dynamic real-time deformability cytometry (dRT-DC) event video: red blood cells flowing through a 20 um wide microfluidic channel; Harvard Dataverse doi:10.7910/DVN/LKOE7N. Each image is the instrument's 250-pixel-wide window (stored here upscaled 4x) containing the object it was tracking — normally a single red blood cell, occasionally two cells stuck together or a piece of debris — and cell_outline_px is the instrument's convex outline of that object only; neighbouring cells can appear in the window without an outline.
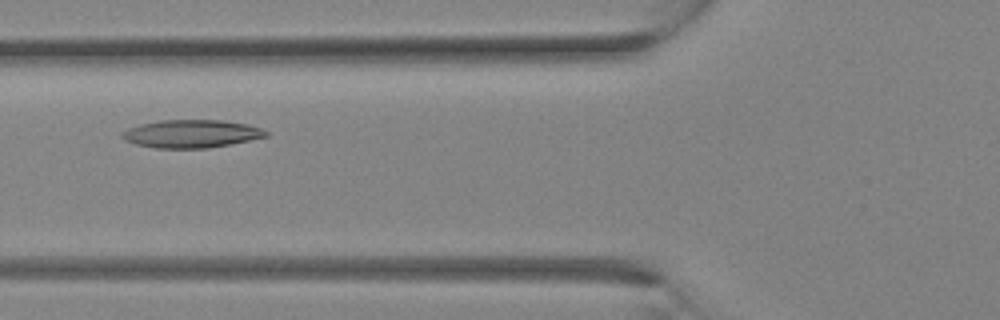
{"species": "Egyptian fruit bat (a non-hibernating species)", "species_latin": "Rousettus aegyptiacus", "temperature_condition": "room temperature", "stored_images_in_passage": 24, "camera_frame_rate_fps": 3000, "um_per_image_px": 0.085, "animal": {"sex": "female"}, "frame": {"image": 1, "passage_image": 4, "time_ms": 1.0, "image_size_px": [1000, 320], "cell_outline_px": [[268, 136], [208, 148], [156, 148], [136, 144], [124, 140], [120, 136], [120, 132], [128, 128], [140, 124], [160, 120], [224, 120], [248, 124], [260, 128], [268, 132]], "centroid_in_image_um": [16.22, 11.36], "position_along_channel_um": 109.6, "area_um2": 23.41}}
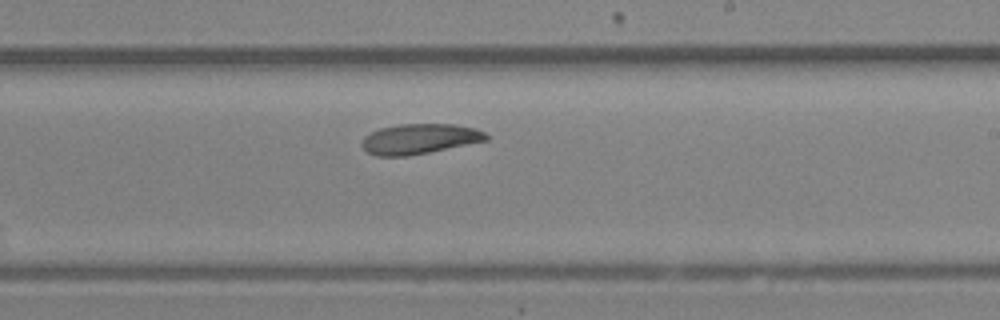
{"frame": {"image": 2, "passage_image": 11, "time_ms": 3.333, "image_size_px": [1000, 320], "cell_outline_px": [[488, 140], [408, 156], [376, 156], [368, 152], [360, 144], [364, 136], [380, 128], [396, 124], [456, 124], [476, 128], [484, 132], [488, 136]], "centroid_in_image_um": [35.64, 11.8], "position_along_channel_um": 253.4, "area_um2": 21.85}}
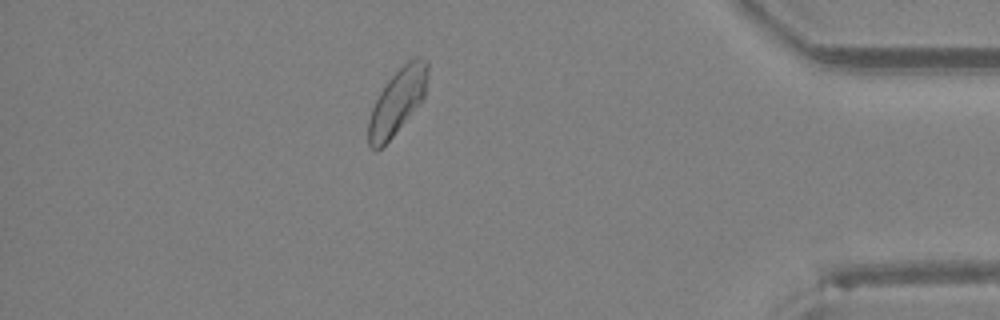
{"frame": {"image": 3, "passage_image": 20, "time_ms": 6.333, "image_size_px": [1000, 320], "cell_outline_px": [[428, 76], [424, 96], [420, 104], [392, 136], [376, 152], [368, 144], [368, 120], [372, 108], [384, 84], [408, 60], [416, 56], [428, 60]], "centroid_in_image_um": [33.78, 8.6], "position_along_channel_um": 401.4, "area_um2": 22.37}}